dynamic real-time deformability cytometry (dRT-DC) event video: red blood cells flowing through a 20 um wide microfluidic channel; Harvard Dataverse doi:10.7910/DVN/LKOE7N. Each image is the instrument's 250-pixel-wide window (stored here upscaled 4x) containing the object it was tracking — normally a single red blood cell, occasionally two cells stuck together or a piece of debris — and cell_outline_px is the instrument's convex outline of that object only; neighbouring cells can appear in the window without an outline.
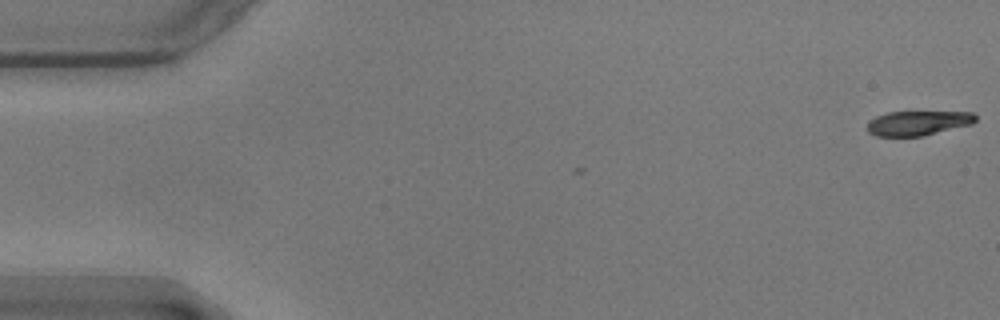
{"species": "common noctule bat (a hibernating species)", "species_latin": "Nyctalus noctula", "temperature_condition": "warm", "stored_images_in_passage": 56, "camera_frame_rate_fps": 3000, "um_per_image_px": 0.085, "animal": {"sex": "male", "body_mass_g": 17.9}, "frame": {"image": 1, "passage_image": 1, "time_ms": 0.0, "image_size_px": [1000, 320], "cell_outline_px": [[976, 120], [972, 124], [920, 136], [876, 136], [868, 132], [868, 120], [876, 116], [888, 112], [972, 112], [976, 116]], "centroid_in_image_um": [78.0, 10.45], "position_along_channel_um": 7.0, "area_um2": 15.37}}
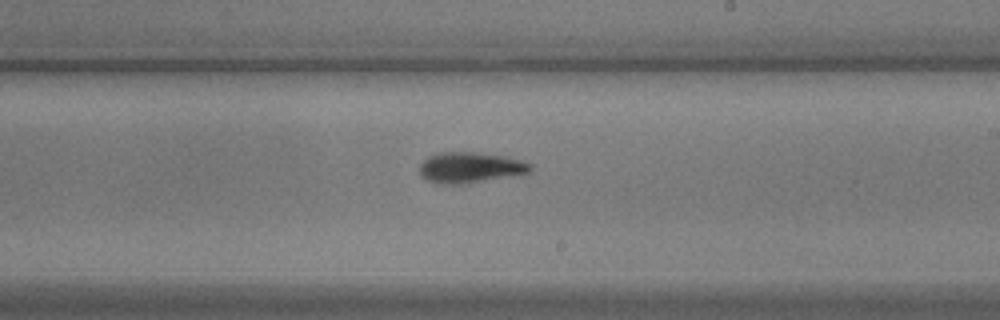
{"frame": {"image": 2, "passage_image": 33, "time_ms": 10.667, "image_size_px": [1000, 320], "cell_outline_px": [[532, 168], [528, 172], [464, 184], [440, 184], [428, 180], [420, 176], [420, 164], [428, 156], [440, 152], [472, 152], [508, 156], [524, 160], [532, 164]], "centroid_in_image_um": [39.95, 14.22], "position_along_channel_um": 249.0, "area_um2": 19.77}}
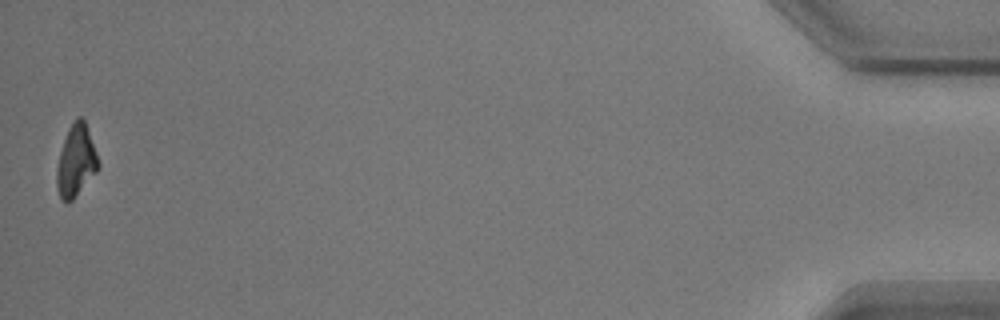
{"frame": {"image": 3, "passage_image": 56, "time_ms": 18.333, "image_size_px": [1000, 320], "cell_outline_px": [[100, 168], [72, 200], [68, 204], [60, 196], [56, 188], [56, 168], [60, 152], [68, 128], [76, 116], [80, 116], [84, 120], [100, 160]], "centroid_in_image_um": [6.47, 13.67], "position_along_channel_um": 428.7, "area_um2": 17.46}, "authors_computed_cell_mechanics": {"area_um2": 18.4382, "velocity_mm_per_s": 3.5667, "shape_relaxation_time_tau1_ms": 3.3918, "shape_relaxation_time_tau2_ms": 2.743, "deformation_change_tau1": 0.146, "deformation_change_tau2": 0.0854}}